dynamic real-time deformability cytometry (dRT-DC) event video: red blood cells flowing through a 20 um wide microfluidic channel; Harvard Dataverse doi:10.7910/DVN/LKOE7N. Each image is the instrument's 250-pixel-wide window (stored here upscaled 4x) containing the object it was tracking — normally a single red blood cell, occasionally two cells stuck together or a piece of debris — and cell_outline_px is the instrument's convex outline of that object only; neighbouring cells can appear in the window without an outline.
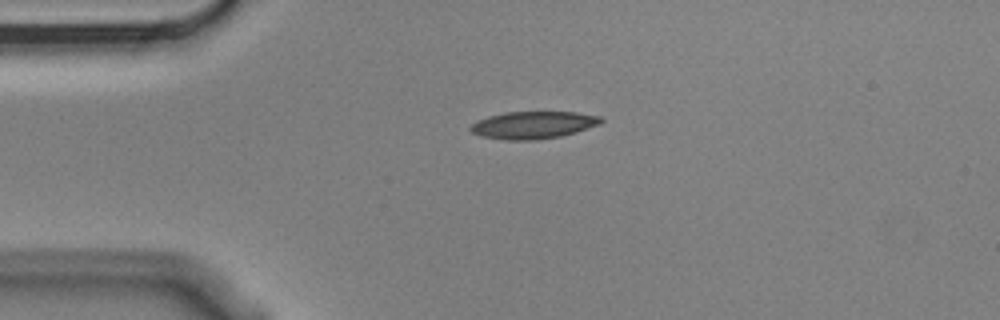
{"species": "Egyptian fruit bat (a non-hibernating species)", "species_latin": "Rousettus aegyptiacus", "temperature_condition": "cold", "stored_images_in_passage": 4, "camera_frame_rate_fps": 3000, "um_per_image_px": 0.085, "animal": {"sex": "male"}, "frame": {"image": 1, "passage_image": 2, "time_ms": 0.333, "image_size_px": [1000, 320], "cell_outline_px": [[604, 120], [600, 124], [576, 132], [560, 136], [536, 140], [504, 140], [480, 136], [472, 132], [468, 128], [472, 124], [488, 116], [504, 112], [576, 112], [600, 116]], "centroid_in_image_um": [45.32, 10.63], "position_along_channel_um": 39.7, "area_um2": 20.81}}
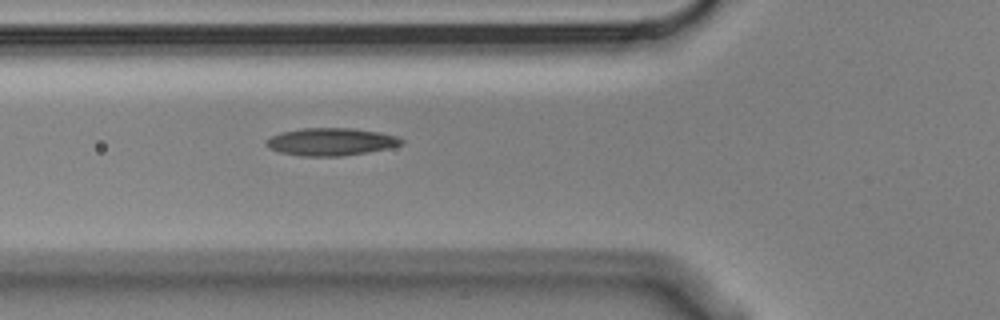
{"frame": {"image": 2, "passage_image": 4, "time_ms": 1.0, "image_size_px": [1000, 320], "cell_outline_px": [[404, 144], [388, 148], [340, 156], [300, 156], [280, 152], [268, 148], [264, 144], [272, 136], [280, 132], [304, 128], [352, 128], [380, 132], [396, 136], [404, 140]], "centroid_in_image_um": [28.12, 12.04], "position_along_channel_um": 97.7, "area_um2": 21.62}}